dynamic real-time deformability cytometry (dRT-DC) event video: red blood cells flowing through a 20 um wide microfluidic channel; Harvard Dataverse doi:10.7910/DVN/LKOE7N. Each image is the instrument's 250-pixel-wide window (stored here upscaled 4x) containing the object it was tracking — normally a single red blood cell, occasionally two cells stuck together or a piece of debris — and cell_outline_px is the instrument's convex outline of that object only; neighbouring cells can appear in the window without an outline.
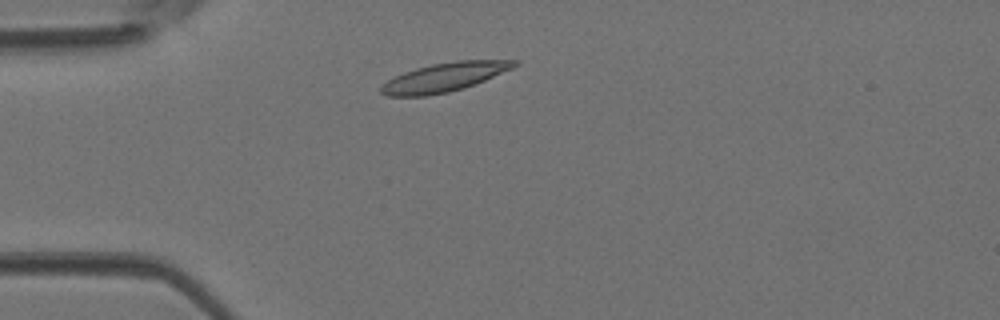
{"species": "Egyptian fruit bat (a non-hibernating species)", "species_latin": "Rousettus aegyptiacus", "temperature_condition": "room temperature", "stored_images_in_passage": 38, "camera_frame_rate_fps": 3000, "um_per_image_px": 0.085, "animal": {"sex": "female"}, "frame": {"image": 1, "passage_image": 5, "time_ms": 1.333, "image_size_px": [1000, 320], "cell_outline_px": [[520, 64], [512, 68], [484, 80], [464, 88], [448, 92], [424, 96], [388, 96], [380, 92], [380, 88], [388, 80], [404, 72], [416, 68], [432, 64], [456, 60], [516, 60]], "centroid_in_image_um": [37.77, 6.56], "position_along_channel_um": 47.2, "area_um2": 22.14}}
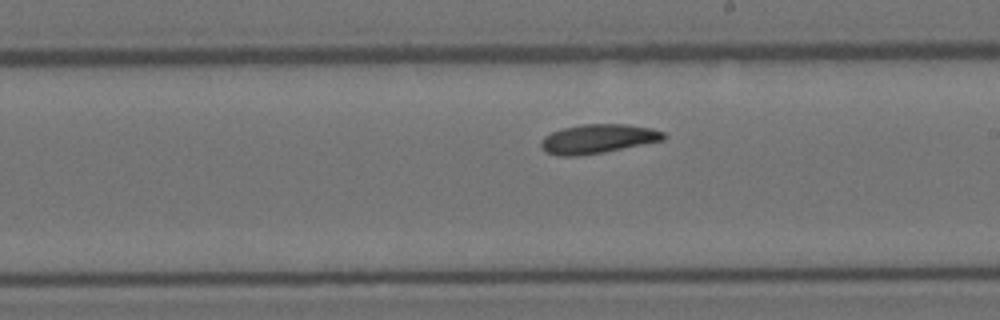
{"frame": {"image": 2, "passage_image": 19, "time_ms": 6.0, "image_size_px": [1000, 320], "cell_outline_px": [[668, 136], [664, 140], [604, 152], [576, 156], [560, 156], [548, 152], [540, 144], [544, 136], [552, 132], [564, 128], [580, 124], [628, 124], [652, 128], [664, 132]], "centroid_in_image_um": [50.87, 11.79], "position_along_channel_um": 238.1, "area_um2": 20.75}}
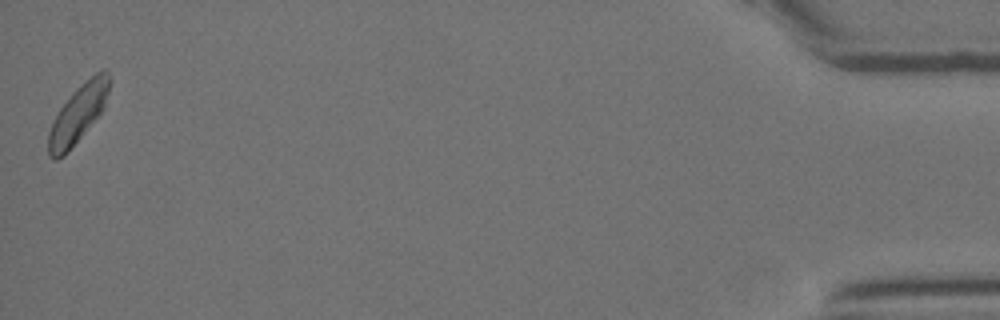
{"frame": {"image": 3, "passage_image": 38, "time_ms": 12.333, "image_size_px": [1000, 320], "cell_outline_px": [[108, 92], [104, 108], [68, 152], [64, 156], [56, 160], [48, 156], [48, 132], [60, 108], [72, 92], [76, 88], [96, 72], [104, 68], [108, 72]], "centroid_in_image_um": [6.61, 9.7], "position_along_channel_um": 428.6, "area_um2": 20.11}}